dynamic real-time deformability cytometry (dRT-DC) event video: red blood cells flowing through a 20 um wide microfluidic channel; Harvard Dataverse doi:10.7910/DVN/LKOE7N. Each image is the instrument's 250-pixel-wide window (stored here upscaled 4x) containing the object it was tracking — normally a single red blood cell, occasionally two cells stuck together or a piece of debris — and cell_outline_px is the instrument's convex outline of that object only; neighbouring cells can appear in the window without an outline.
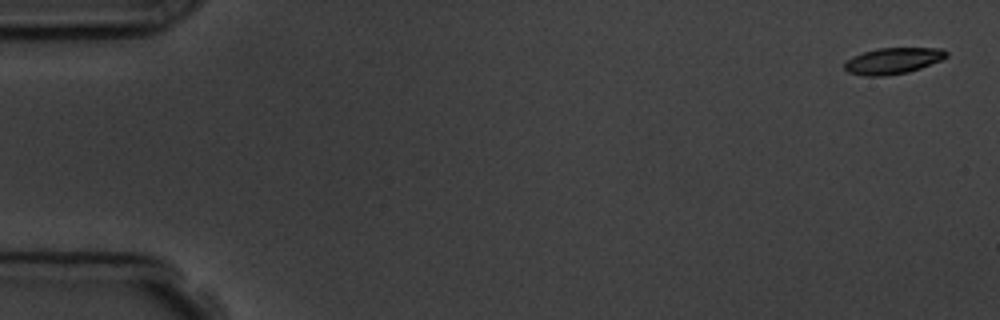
{"species": "common noctule bat (a hibernating species)", "species_latin": "Nyctalus noctula", "temperature_condition": "room temperature", "stored_images_in_passage": 5, "camera_frame_rate_fps": 3000, "um_per_image_px": 0.085, "animal": {"sex": "male", "body_mass_g": 19.5, "forearm_length_mm": 54.6}, "frame": {"image": 1, "passage_image": 1, "time_ms": 0.0, "image_size_px": [1000, 320], "cell_outline_px": [[948, 56], [940, 60], [920, 68], [908, 72], [884, 76], [864, 76], [848, 72], [844, 68], [844, 60], [852, 56], [876, 48], [940, 48], [948, 52]], "centroid_in_image_um": [75.85, 5.17], "position_along_channel_um": 9.1, "area_um2": 15.61}}
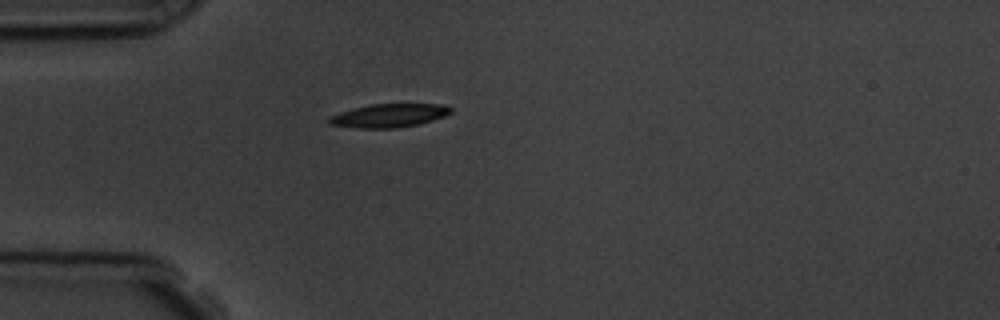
{"frame": {"image": 2, "passage_image": 5, "time_ms": 4.667, "image_size_px": [1000, 320], "cell_outline_px": [[452, 112], [444, 116], [420, 124], [396, 128], [356, 128], [328, 124], [328, 116], [340, 112], [372, 104], [440, 104], [452, 108]], "centroid_in_image_um": [33.05, 9.83], "position_along_channel_um": 51.9, "area_um2": 16.59}}